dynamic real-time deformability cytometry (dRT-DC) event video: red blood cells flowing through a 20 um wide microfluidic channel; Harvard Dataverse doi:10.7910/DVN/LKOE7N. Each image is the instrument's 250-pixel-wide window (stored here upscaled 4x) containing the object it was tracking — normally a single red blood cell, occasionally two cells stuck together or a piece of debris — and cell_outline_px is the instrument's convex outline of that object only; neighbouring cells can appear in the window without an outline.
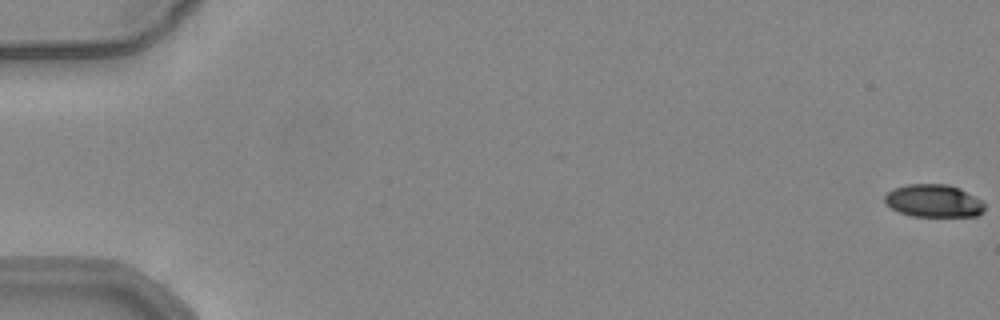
{"species": "common noctule bat (a hibernating species)", "species_latin": "Nyctalus noctula", "temperature_condition": "warm", "stored_images_in_passage": 16, "camera_frame_rate_fps": 3000, "um_per_image_px": 0.085, "animal": {"sex": "female", "body_mass_g": 24.6, "forearm_length_mm": 56.2}, "frame": {"image": 1, "passage_image": 1, "time_ms": 0.0, "image_size_px": [1000, 320], "cell_outline_px": [[984, 208], [976, 216], [912, 216], [900, 212], [892, 208], [884, 200], [884, 196], [892, 188], [908, 184], [948, 184], [960, 188], [980, 200], [984, 204]], "centroid_in_image_um": [79.33, 17.06], "position_along_channel_um": 5.7, "area_um2": 18.84}}
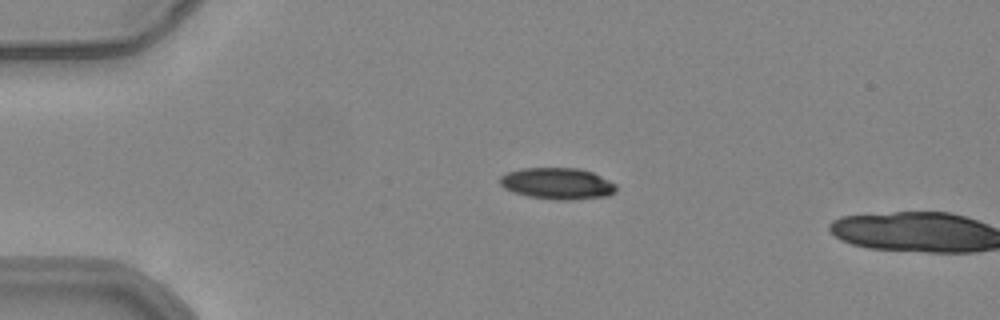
{"frame": {"image": 2, "passage_image": 14, "time_ms": 4.333, "image_size_px": [1000, 320], "cell_outline_px": [[616, 188], [608, 196], [572, 200], [556, 200], [528, 196], [512, 192], [504, 188], [500, 184], [500, 176], [508, 172], [520, 168], [580, 168], [592, 172], [616, 184]], "centroid_in_image_um": [47.35, 15.6], "position_along_channel_um": 37.7, "area_um2": 21.33}}